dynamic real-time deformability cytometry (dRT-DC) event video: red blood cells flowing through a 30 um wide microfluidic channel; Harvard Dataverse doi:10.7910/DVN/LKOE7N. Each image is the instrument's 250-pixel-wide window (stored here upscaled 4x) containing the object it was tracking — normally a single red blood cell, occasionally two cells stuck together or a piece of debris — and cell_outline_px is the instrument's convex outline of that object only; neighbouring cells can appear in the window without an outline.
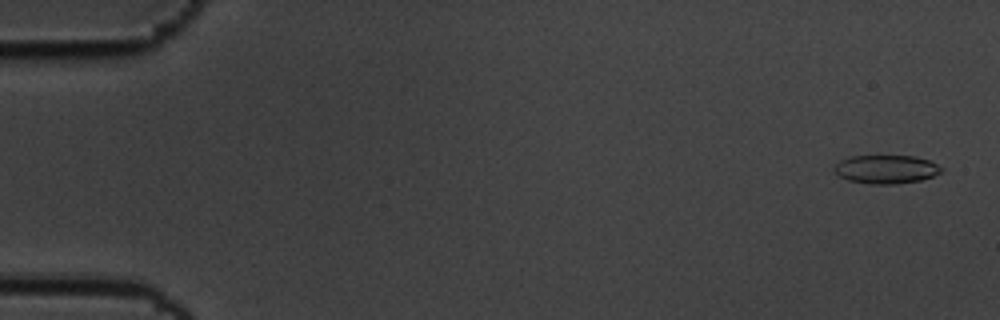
{"species": "common noctule bat (a hibernating species)", "species_latin": "Nyctalus noctula", "temperature_condition": "cold", "stored_images_in_passage": 58, "camera_frame_rate_fps": 3000, "um_per_image_px": 0.085, "animal": {"sex": "male", "body_mass_g": 19.5, "forearm_length_mm": 54.6}, "frame": {"image": 1, "passage_image": 2, "time_ms": 0.333, "image_size_px": [1000, 320], "cell_outline_px": [[944, 172], [920, 180], [896, 184], [868, 184], [848, 180], [840, 176], [836, 172], [836, 164], [840, 160], [848, 156], [916, 156], [928, 160], [944, 168]], "centroid_in_image_um": [75.35, 14.39], "position_along_channel_um": 9.6, "area_um2": 17.8}}
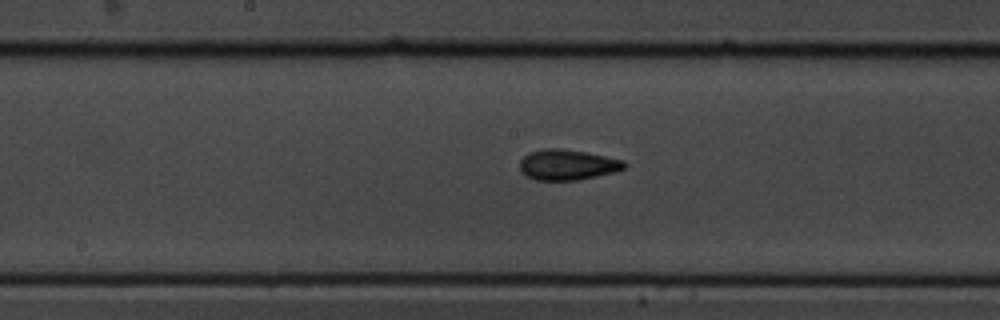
{"frame": {"image": 2, "passage_image": 30, "time_ms": 9.667, "image_size_px": [1000, 320], "cell_outline_px": [[628, 164], [624, 168], [616, 172], [576, 180], [536, 180], [520, 172], [520, 160], [528, 152], [544, 148], [564, 148], [624, 160]], "centroid_in_image_um": [48.22, 14.0], "position_along_channel_um": 200.0, "area_um2": 18.67}}
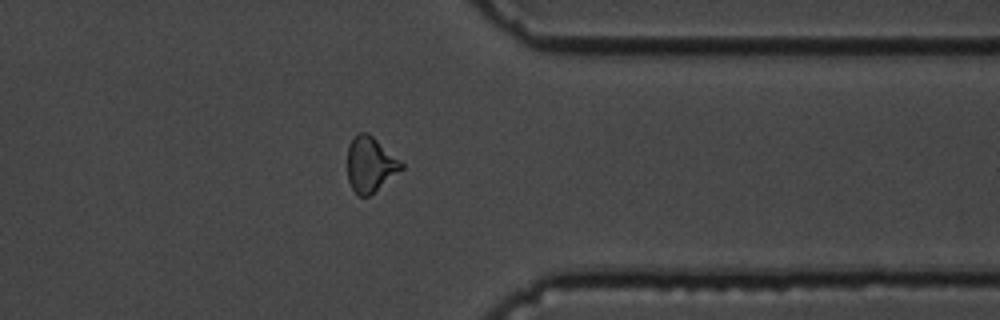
{"frame": {"image": 3, "passage_image": 46, "time_ms": 15.0, "image_size_px": [1000, 320], "cell_outline_px": [[404, 168], [368, 196], [356, 196], [348, 180], [348, 144], [352, 136], [356, 132], [368, 132], [400, 160], [404, 164]], "centroid_in_image_um": [31.45, 13.95], "position_along_channel_um": 380.0, "area_um2": 17.4}, "authors_computed_cell_mechanics": {"area_um2": 17.6868, "velocity_mm_per_s": 3.5001, "shape_relaxation_time_tau1_ms": 4.7392, "shape_relaxation_time_tau2_ms": 2.1599, "deformation_change_tau1": 0.1319, "deformation_change_tau2": 0.0835}}